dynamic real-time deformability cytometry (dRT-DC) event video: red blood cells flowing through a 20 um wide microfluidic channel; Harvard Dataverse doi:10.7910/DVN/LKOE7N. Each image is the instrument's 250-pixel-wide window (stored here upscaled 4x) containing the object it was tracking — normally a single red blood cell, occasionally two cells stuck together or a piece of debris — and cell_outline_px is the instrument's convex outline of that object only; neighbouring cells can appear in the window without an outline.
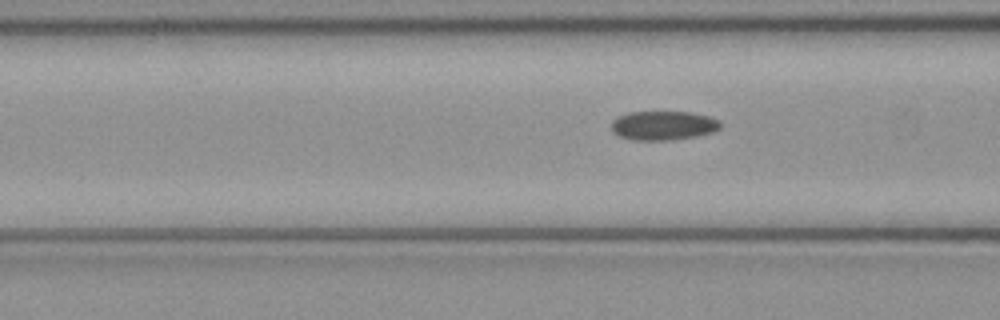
{"species": "common noctule bat (a hibernating species)", "species_latin": "Nyctalus noctula", "temperature_condition": "cold", "stored_images_in_passage": 7, "camera_frame_rate_fps": 3000, "um_per_image_px": 0.085, "animal": {"sex": "female", "body_mass_g": 21.9}, "frame": {"image": 1, "passage_image": 7, "time_ms": 2.0, "image_size_px": [1000, 320], "cell_outline_px": [[720, 128], [712, 132], [696, 136], [672, 140], [632, 140], [620, 136], [612, 132], [612, 120], [628, 112], [692, 112], [708, 116], [720, 120]], "centroid_in_image_um": [56.38, 10.67], "position_along_channel_um": 110.2, "area_um2": 18.5}}